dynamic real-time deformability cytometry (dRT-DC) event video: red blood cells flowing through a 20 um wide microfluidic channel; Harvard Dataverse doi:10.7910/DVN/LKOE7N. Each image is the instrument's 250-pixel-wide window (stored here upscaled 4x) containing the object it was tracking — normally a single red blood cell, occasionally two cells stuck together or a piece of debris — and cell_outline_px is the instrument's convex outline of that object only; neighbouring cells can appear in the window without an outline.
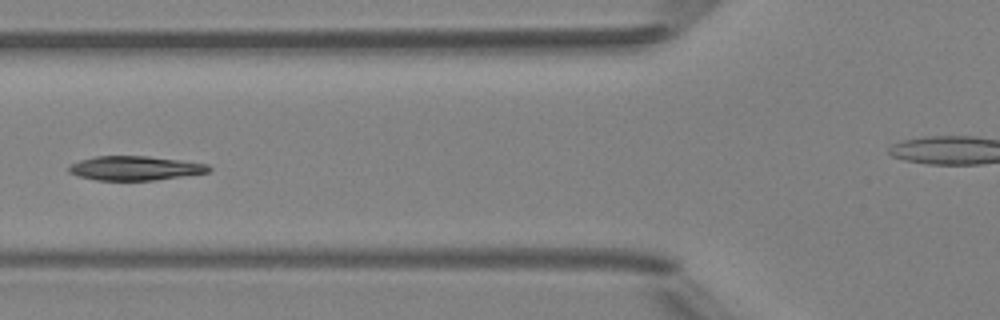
{"species": "Egyptian fruit bat (a non-hibernating species)", "species_latin": "Rousettus aegyptiacus", "temperature_condition": "room temperature", "stored_images_in_passage": 5, "camera_frame_rate_fps": 3000, "um_per_image_px": 0.085, "animal": {"sex": "female"}, "frame": {"image": 1, "passage_image": 4, "time_ms": 4.333, "image_size_px": [1000, 320], "cell_outline_px": [[212, 168], [208, 172], [152, 180], [96, 180], [76, 176], [68, 172], [68, 168], [72, 164], [80, 160], [96, 156], [148, 156], [180, 160], [208, 164]], "centroid_in_image_um": [11.44, 14.29], "position_along_channel_um": 114.4, "area_um2": 19.59}}
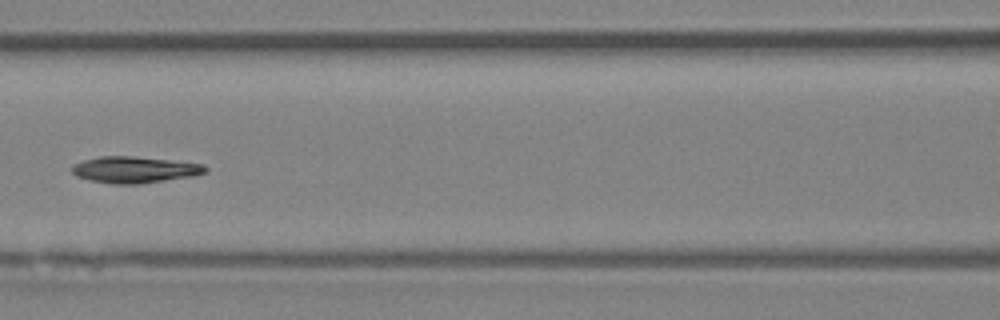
{"frame": {"image": 2, "passage_image": 5, "time_ms": 5.333, "image_size_px": [1000, 320], "cell_outline_px": [[208, 172], [192, 176], [140, 184], [112, 184], [92, 180], [76, 176], [72, 172], [72, 168], [76, 164], [84, 160], [100, 156], [132, 156], [204, 164], [208, 168]], "centroid_in_image_um": [11.47, 14.43], "position_along_channel_um": 155.1, "area_um2": 20.35}}